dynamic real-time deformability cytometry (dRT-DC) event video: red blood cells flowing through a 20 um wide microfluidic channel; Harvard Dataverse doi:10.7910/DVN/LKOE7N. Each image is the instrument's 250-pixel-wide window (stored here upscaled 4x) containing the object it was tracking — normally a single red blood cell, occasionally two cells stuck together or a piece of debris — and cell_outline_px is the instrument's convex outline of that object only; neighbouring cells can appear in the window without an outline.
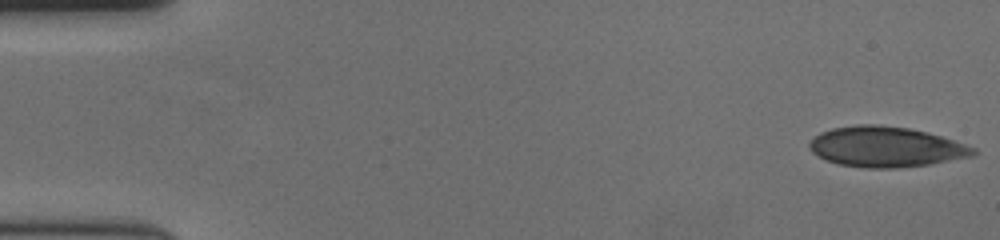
{"species": "human", "species_latin": "Homo sapiens", "temperature_condition": "cold", "stored_images_in_passage": 57, "camera_frame_rate_fps": 3000, "um_per_image_px": 0.085, "donor": {"sex": "female"}, "frame": {"image": 1, "passage_image": 1, "time_ms": 0.0, "image_size_px": [1000, 240], "cell_outline_px": [[976, 152], [972, 156], [928, 164], [888, 168], [868, 168], [840, 164], [828, 160], [812, 152], [808, 144], [816, 136], [832, 128], [856, 124], [880, 124], [908, 128], [940, 136], [976, 148]], "centroid_in_image_um": [75.29, 12.47], "position_along_channel_um": 9.7, "area_um2": 37.86}}
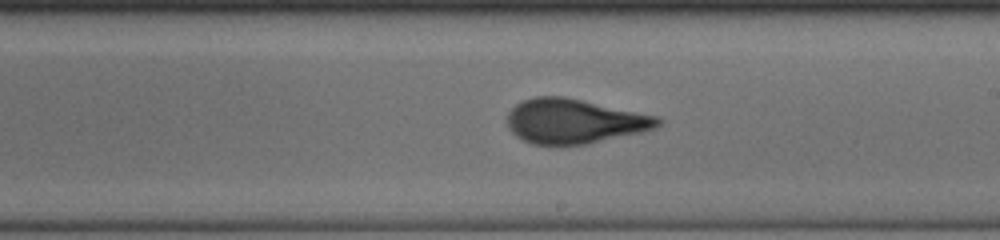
{"frame": {"image": 2, "passage_image": 33, "time_ms": 10.667, "image_size_px": [1000, 240], "cell_outline_px": [[664, 120], [656, 128], [640, 132], [588, 144], [532, 144], [516, 136], [508, 128], [504, 120], [508, 112], [516, 104], [524, 100], [536, 96], [564, 96], [660, 116]], "centroid_in_image_um": [48.81, 10.29], "position_along_channel_um": 240.2, "area_um2": 39.36}}
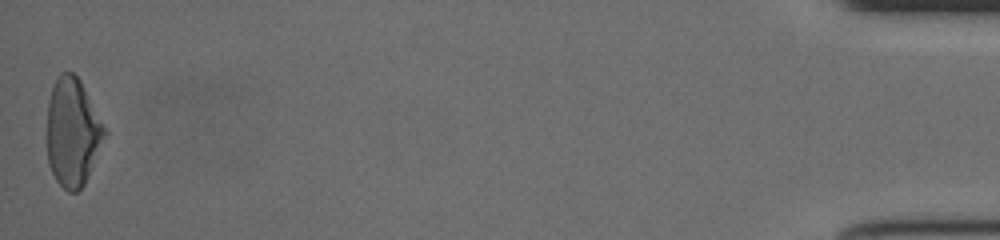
{"frame": {"image": 3, "passage_image": 57, "time_ms": 18.667, "image_size_px": [1000, 240], "cell_outline_px": [[108, 132], [84, 184], [76, 192], [68, 192], [56, 180], [52, 172], [48, 160], [48, 100], [52, 88], [60, 72], [72, 72], [80, 80]], "centroid_in_image_um": [6.18, 11.24], "position_along_channel_um": 429.0, "area_um2": 35.95}, "authors_computed_cell_mechanics": {"area_um2": 38.148, "velocity_mm_per_s": 3.575, "shape_relaxation_time_tau1_ms": 5.4226, "shape_relaxation_time_tau2_ms": 0.9444, "deformation_change_tau1": 0.1794, "deformation_change_tau2": 0.0807}}